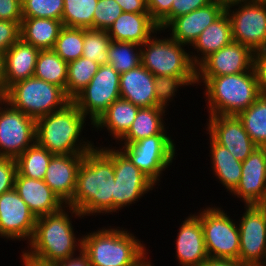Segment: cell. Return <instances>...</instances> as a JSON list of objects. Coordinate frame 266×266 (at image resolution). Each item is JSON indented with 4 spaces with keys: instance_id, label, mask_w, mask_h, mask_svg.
<instances>
[{
    "instance_id": "1",
    "label": "cell",
    "mask_w": 266,
    "mask_h": 266,
    "mask_svg": "<svg viewBox=\"0 0 266 266\" xmlns=\"http://www.w3.org/2000/svg\"><path fill=\"white\" fill-rule=\"evenodd\" d=\"M114 184L112 158L101 146L87 151L78 168L74 195L66 205L70 217L113 214Z\"/></svg>"
},
{
    "instance_id": "2",
    "label": "cell",
    "mask_w": 266,
    "mask_h": 266,
    "mask_svg": "<svg viewBox=\"0 0 266 266\" xmlns=\"http://www.w3.org/2000/svg\"><path fill=\"white\" fill-rule=\"evenodd\" d=\"M65 207L36 219L28 250L23 251L27 256L44 263L55 264L77 258L82 254V237L77 238L74 234L72 219ZM76 250H79L78 256Z\"/></svg>"
},
{
    "instance_id": "3",
    "label": "cell",
    "mask_w": 266,
    "mask_h": 266,
    "mask_svg": "<svg viewBox=\"0 0 266 266\" xmlns=\"http://www.w3.org/2000/svg\"><path fill=\"white\" fill-rule=\"evenodd\" d=\"M86 118L71 101L64 108L36 120V142L53 155L85 154L95 147L81 135Z\"/></svg>"
},
{
    "instance_id": "4",
    "label": "cell",
    "mask_w": 266,
    "mask_h": 266,
    "mask_svg": "<svg viewBox=\"0 0 266 266\" xmlns=\"http://www.w3.org/2000/svg\"><path fill=\"white\" fill-rule=\"evenodd\" d=\"M109 227L82 235V255L88 264L136 266L148 254L145 244L127 229Z\"/></svg>"
},
{
    "instance_id": "5",
    "label": "cell",
    "mask_w": 266,
    "mask_h": 266,
    "mask_svg": "<svg viewBox=\"0 0 266 266\" xmlns=\"http://www.w3.org/2000/svg\"><path fill=\"white\" fill-rule=\"evenodd\" d=\"M204 85L208 116H238L261 96L254 69L212 77Z\"/></svg>"
},
{
    "instance_id": "6",
    "label": "cell",
    "mask_w": 266,
    "mask_h": 266,
    "mask_svg": "<svg viewBox=\"0 0 266 266\" xmlns=\"http://www.w3.org/2000/svg\"><path fill=\"white\" fill-rule=\"evenodd\" d=\"M4 100L35 120L64 108L72 101L63 88L34 76L8 87Z\"/></svg>"
},
{
    "instance_id": "7",
    "label": "cell",
    "mask_w": 266,
    "mask_h": 266,
    "mask_svg": "<svg viewBox=\"0 0 266 266\" xmlns=\"http://www.w3.org/2000/svg\"><path fill=\"white\" fill-rule=\"evenodd\" d=\"M152 35L141 45V64L154 76L196 77V66L185 44Z\"/></svg>"
},
{
    "instance_id": "8",
    "label": "cell",
    "mask_w": 266,
    "mask_h": 266,
    "mask_svg": "<svg viewBox=\"0 0 266 266\" xmlns=\"http://www.w3.org/2000/svg\"><path fill=\"white\" fill-rule=\"evenodd\" d=\"M220 207L200 209L196 215L202 225L205 247L209 258L238 260L239 227Z\"/></svg>"
},
{
    "instance_id": "9",
    "label": "cell",
    "mask_w": 266,
    "mask_h": 266,
    "mask_svg": "<svg viewBox=\"0 0 266 266\" xmlns=\"http://www.w3.org/2000/svg\"><path fill=\"white\" fill-rule=\"evenodd\" d=\"M120 144L119 149L156 185L177 154L174 140L167 134H156L133 143Z\"/></svg>"
},
{
    "instance_id": "10",
    "label": "cell",
    "mask_w": 266,
    "mask_h": 266,
    "mask_svg": "<svg viewBox=\"0 0 266 266\" xmlns=\"http://www.w3.org/2000/svg\"><path fill=\"white\" fill-rule=\"evenodd\" d=\"M113 160L115 173L113 213L136 203L144 194L152 191L156 184L137 168L118 148L101 147ZM116 148V149H115ZM139 199V200H138Z\"/></svg>"
},
{
    "instance_id": "11",
    "label": "cell",
    "mask_w": 266,
    "mask_h": 266,
    "mask_svg": "<svg viewBox=\"0 0 266 266\" xmlns=\"http://www.w3.org/2000/svg\"><path fill=\"white\" fill-rule=\"evenodd\" d=\"M120 74L111 64L100 65L90 83L80 91L72 102L84 116H89L91 125L120 98Z\"/></svg>"
},
{
    "instance_id": "12",
    "label": "cell",
    "mask_w": 266,
    "mask_h": 266,
    "mask_svg": "<svg viewBox=\"0 0 266 266\" xmlns=\"http://www.w3.org/2000/svg\"><path fill=\"white\" fill-rule=\"evenodd\" d=\"M225 11L231 22L233 41L253 52L266 49V3L250 0L230 5Z\"/></svg>"
},
{
    "instance_id": "13",
    "label": "cell",
    "mask_w": 266,
    "mask_h": 266,
    "mask_svg": "<svg viewBox=\"0 0 266 266\" xmlns=\"http://www.w3.org/2000/svg\"><path fill=\"white\" fill-rule=\"evenodd\" d=\"M35 142L36 120L0 99V157L17 159Z\"/></svg>"
},
{
    "instance_id": "14",
    "label": "cell",
    "mask_w": 266,
    "mask_h": 266,
    "mask_svg": "<svg viewBox=\"0 0 266 266\" xmlns=\"http://www.w3.org/2000/svg\"><path fill=\"white\" fill-rule=\"evenodd\" d=\"M244 206L245 211L237 222L238 261L247 266H266V213L259 205Z\"/></svg>"
},
{
    "instance_id": "15",
    "label": "cell",
    "mask_w": 266,
    "mask_h": 266,
    "mask_svg": "<svg viewBox=\"0 0 266 266\" xmlns=\"http://www.w3.org/2000/svg\"><path fill=\"white\" fill-rule=\"evenodd\" d=\"M254 52L232 41L222 49L210 54L196 67V84L204 85L210 78L233 75L253 69Z\"/></svg>"
},
{
    "instance_id": "16",
    "label": "cell",
    "mask_w": 266,
    "mask_h": 266,
    "mask_svg": "<svg viewBox=\"0 0 266 266\" xmlns=\"http://www.w3.org/2000/svg\"><path fill=\"white\" fill-rule=\"evenodd\" d=\"M36 217L13 188L0 195V237L30 242Z\"/></svg>"
},
{
    "instance_id": "17",
    "label": "cell",
    "mask_w": 266,
    "mask_h": 266,
    "mask_svg": "<svg viewBox=\"0 0 266 266\" xmlns=\"http://www.w3.org/2000/svg\"><path fill=\"white\" fill-rule=\"evenodd\" d=\"M207 120V134L227 148L236 159L244 161L258 147L245 131L238 116L210 115Z\"/></svg>"
},
{
    "instance_id": "18",
    "label": "cell",
    "mask_w": 266,
    "mask_h": 266,
    "mask_svg": "<svg viewBox=\"0 0 266 266\" xmlns=\"http://www.w3.org/2000/svg\"><path fill=\"white\" fill-rule=\"evenodd\" d=\"M245 205H258L266 194V147L256 149L242 161V175L231 192Z\"/></svg>"
},
{
    "instance_id": "19",
    "label": "cell",
    "mask_w": 266,
    "mask_h": 266,
    "mask_svg": "<svg viewBox=\"0 0 266 266\" xmlns=\"http://www.w3.org/2000/svg\"><path fill=\"white\" fill-rule=\"evenodd\" d=\"M226 8L219 2L213 1L205 7L196 9L188 14L174 18L165 28L170 30V37L179 43L191 46L198 36L210 24L217 20Z\"/></svg>"
},
{
    "instance_id": "20",
    "label": "cell",
    "mask_w": 266,
    "mask_h": 266,
    "mask_svg": "<svg viewBox=\"0 0 266 266\" xmlns=\"http://www.w3.org/2000/svg\"><path fill=\"white\" fill-rule=\"evenodd\" d=\"M84 154L53 155L44 182L67 205L75 192L77 172Z\"/></svg>"
},
{
    "instance_id": "21",
    "label": "cell",
    "mask_w": 266,
    "mask_h": 266,
    "mask_svg": "<svg viewBox=\"0 0 266 266\" xmlns=\"http://www.w3.org/2000/svg\"><path fill=\"white\" fill-rule=\"evenodd\" d=\"M176 238L179 266H201L208 258L200 218L194 213L182 221Z\"/></svg>"
},
{
    "instance_id": "22",
    "label": "cell",
    "mask_w": 266,
    "mask_h": 266,
    "mask_svg": "<svg viewBox=\"0 0 266 266\" xmlns=\"http://www.w3.org/2000/svg\"><path fill=\"white\" fill-rule=\"evenodd\" d=\"M14 189L36 218L55 213L66 206L44 180L24 177L17 172Z\"/></svg>"
},
{
    "instance_id": "23",
    "label": "cell",
    "mask_w": 266,
    "mask_h": 266,
    "mask_svg": "<svg viewBox=\"0 0 266 266\" xmlns=\"http://www.w3.org/2000/svg\"><path fill=\"white\" fill-rule=\"evenodd\" d=\"M155 76L142 64L120 74V98L142 107L160 106L156 100Z\"/></svg>"
},
{
    "instance_id": "24",
    "label": "cell",
    "mask_w": 266,
    "mask_h": 266,
    "mask_svg": "<svg viewBox=\"0 0 266 266\" xmlns=\"http://www.w3.org/2000/svg\"><path fill=\"white\" fill-rule=\"evenodd\" d=\"M161 31L149 13L123 12L107 32L112 41L143 45L154 33Z\"/></svg>"
},
{
    "instance_id": "25",
    "label": "cell",
    "mask_w": 266,
    "mask_h": 266,
    "mask_svg": "<svg viewBox=\"0 0 266 266\" xmlns=\"http://www.w3.org/2000/svg\"><path fill=\"white\" fill-rule=\"evenodd\" d=\"M40 50L19 38L4 54L7 89L15 82L34 76Z\"/></svg>"
},
{
    "instance_id": "26",
    "label": "cell",
    "mask_w": 266,
    "mask_h": 266,
    "mask_svg": "<svg viewBox=\"0 0 266 266\" xmlns=\"http://www.w3.org/2000/svg\"><path fill=\"white\" fill-rule=\"evenodd\" d=\"M232 39L231 22L226 11L210 24L191 45L197 51L189 52L193 64L197 67L210 54L230 44ZM199 53V54H198ZM201 53V54H200ZM197 55V56H196Z\"/></svg>"
},
{
    "instance_id": "27",
    "label": "cell",
    "mask_w": 266,
    "mask_h": 266,
    "mask_svg": "<svg viewBox=\"0 0 266 266\" xmlns=\"http://www.w3.org/2000/svg\"><path fill=\"white\" fill-rule=\"evenodd\" d=\"M139 108L132 102L119 98L98 118L92 128H97V132L100 128L99 131L106 128L115 142H119L131 128Z\"/></svg>"
},
{
    "instance_id": "28",
    "label": "cell",
    "mask_w": 266,
    "mask_h": 266,
    "mask_svg": "<svg viewBox=\"0 0 266 266\" xmlns=\"http://www.w3.org/2000/svg\"><path fill=\"white\" fill-rule=\"evenodd\" d=\"M63 24L51 18H23L20 38L39 50L53 49Z\"/></svg>"
},
{
    "instance_id": "29",
    "label": "cell",
    "mask_w": 266,
    "mask_h": 266,
    "mask_svg": "<svg viewBox=\"0 0 266 266\" xmlns=\"http://www.w3.org/2000/svg\"><path fill=\"white\" fill-rule=\"evenodd\" d=\"M211 168L226 191L230 193L239 184L242 175V161L236 159L230 151L218 144L210 135Z\"/></svg>"
},
{
    "instance_id": "30",
    "label": "cell",
    "mask_w": 266,
    "mask_h": 266,
    "mask_svg": "<svg viewBox=\"0 0 266 266\" xmlns=\"http://www.w3.org/2000/svg\"><path fill=\"white\" fill-rule=\"evenodd\" d=\"M166 108L162 106L139 108L131 128L119 143H133L156 134H167L163 116Z\"/></svg>"
},
{
    "instance_id": "31",
    "label": "cell",
    "mask_w": 266,
    "mask_h": 266,
    "mask_svg": "<svg viewBox=\"0 0 266 266\" xmlns=\"http://www.w3.org/2000/svg\"><path fill=\"white\" fill-rule=\"evenodd\" d=\"M68 63L64 61L53 49L40 50L34 77L65 90L67 85Z\"/></svg>"
},
{
    "instance_id": "32",
    "label": "cell",
    "mask_w": 266,
    "mask_h": 266,
    "mask_svg": "<svg viewBox=\"0 0 266 266\" xmlns=\"http://www.w3.org/2000/svg\"><path fill=\"white\" fill-rule=\"evenodd\" d=\"M238 117L251 140L258 147H266V96L261 95Z\"/></svg>"
},
{
    "instance_id": "33",
    "label": "cell",
    "mask_w": 266,
    "mask_h": 266,
    "mask_svg": "<svg viewBox=\"0 0 266 266\" xmlns=\"http://www.w3.org/2000/svg\"><path fill=\"white\" fill-rule=\"evenodd\" d=\"M51 154L47 149L35 142L17 159V172L24 177L44 180Z\"/></svg>"
},
{
    "instance_id": "34",
    "label": "cell",
    "mask_w": 266,
    "mask_h": 266,
    "mask_svg": "<svg viewBox=\"0 0 266 266\" xmlns=\"http://www.w3.org/2000/svg\"><path fill=\"white\" fill-rule=\"evenodd\" d=\"M100 65L83 56L68 62L66 95L72 100L97 73Z\"/></svg>"
},
{
    "instance_id": "35",
    "label": "cell",
    "mask_w": 266,
    "mask_h": 266,
    "mask_svg": "<svg viewBox=\"0 0 266 266\" xmlns=\"http://www.w3.org/2000/svg\"><path fill=\"white\" fill-rule=\"evenodd\" d=\"M108 62L119 74L141 65V45L133 42L111 41Z\"/></svg>"
},
{
    "instance_id": "36",
    "label": "cell",
    "mask_w": 266,
    "mask_h": 266,
    "mask_svg": "<svg viewBox=\"0 0 266 266\" xmlns=\"http://www.w3.org/2000/svg\"><path fill=\"white\" fill-rule=\"evenodd\" d=\"M97 2L98 0H64L63 26L93 29Z\"/></svg>"
},
{
    "instance_id": "37",
    "label": "cell",
    "mask_w": 266,
    "mask_h": 266,
    "mask_svg": "<svg viewBox=\"0 0 266 266\" xmlns=\"http://www.w3.org/2000/svg\"><path fill=\"white\" fill-rule=\"evenodd\" d=\"M111 41L107 31L83 28L82 56L97 62L99 65L109 64L108 49Z\"/></svg>"
},
{
    "instance_id": "38",
    "label": "cell",
    "mask_w": 266,
    "mask_h": 266,
    "mask_svg": "<svg viewBox=\"0 0 266 266\" xmlns=\"http://www.w3.org/2000/svg\"><path fill=\"white\" fill-rule=\"evenodd\" d=\"M83 46V28L63 26L53 50L68 63L82 56Z\"/></svg>"
},
{
    "instance_id": "39",
    "label": "cell",
    "mask_w": 266,
    "mask_h": 266,
    "mask_svg": "<svg viewBox=\"0 0 266 266\" xmlns=\"http://www.w3.org/2000/svg\"><path fill=\"white\" fill-rule=\"evenodd\" d=\"M64 0H22V18H51L62 21Z\"/></svg>"
},
{
    "instance_id": "40",
    "label": "cell",
    "mask_w": 266,
    "mask_h": 266,
    "mask_svg": "<svg viewBox=\"0 0 266 266\" xmlns=\"http://www.w3.org/2000/svg\"><path fill=\"white\" fill-rule=\"evenodd\" d=\"M154 83L157 103L167 108L168 103L174 100L178 88L189 85L195 86L196 77L155 76Z\"/></svg>"
},
{
    "instance_id": "41",
    "label": "cell",
    "mask_w": 266,
    "mask_h": 266,
    "mask_svg": "<svg viewBox=\"0 0 266 266\" xmlns=\"http://www.w3.org/2000/svg\"><path fill=\"white\" fill-rule=\"evenodd\" d=\"M123 13L115 0H98L93 17V29L108 31Z\"/></svg>"
},
{
    "instance_id": "42",
    "label": "cell",
    "mask_w": 266,
    "mask_h": 266,
    "mask_svg": "<svg viewBox=\"0 0 266 266\" xmlns=\"http://www.w3.org/2000/svg\"><path fill=\"white\" fill-rule=\"evenodd\" d=\"M174 0H147L148 11L158 28H164L170 23V11Z\"/></svg>"
},
{
    "instance_id": "43",
    "label": "cell",
    "mask_w": 266,
    "mask_h": 266,
    "mask_svg": "<svg viewBox=\"0 0 266 266\" xmlns=\"http://www.w3.org/2000/svg\"><path fill=\"white\" fill-rule=\"evenodd\" d=\"M21 22L0 20V54L3 55L19 38Z\"/></svg>"
},
{
    "instance_id": "44",
    "label": "cell",
    "mask_w": 266,
    "mask_h": 266,
    "mask_svg": "<svg viewBox=\"0 0 266 266\" xmlns=\"http://www.w3.org/2000/svg\"><path fill=\"white\" fill-rule=\"evenodd\" d=\"M16 175V159L0 157V195L14 188Z\"/></svg>"
},
{
    "instance_id": "45",
    "label": "cell",
    "mask_w": 266,
    "mask_h": 266,
    "mask_svg": "<svg viewBox=\"0 0 266 266\" xmlns=\"http://www.w3.org/2000/svg\"><path fill=\"white\" fill-rule=\"evenodd\" d=\"M213 1L214 0H174L170 11V22L174 18L205 7Z\"/></svg>"
},
{
    "instance_id": "46",
    "label": "cell",
    "mask_w": 266,
    "mask_h": 266,
    "mask_svg": "<svg viewBox=\"0 0 266 266\" xmlns=\"http://www.w3.org/2000/svg\"><path fill=\"white\" fill-rule=\"evenodd\" d=\"M253 69L259 92L261 95L266 96V49L254 52Z\"/></svg>"
},
{
    "instance_id": "47",
    "label": "cell",
    "mask_w": 266,
    "mask_h": 266,
    "mask_svg": "<svg viewBox=\"0 0 266 266\" xmlns=\"http://www.w3.org/2000/svg\"><path fill=\"white\" fill-rule=\"evenodd\" d=\"M22 0H0V20L22 21Z\"/></svg>"
},
{
    "instance_id": "48",
    "label": "cell",
    "mask_w": 266,
    "mask_h": 266,
    "mask_svg": "<svg viewBox=\"0 0 266 266\" xmlns=\"http://www.w3.org/2000/svg\"><path fill=\"white\" fill-rule=\"evenodd\" d=\"M123 12L149 13L147 0H115Z\"/></svg>"
},
{
    "instance_id": "49",
    "label": "cell",
    "mask_w": 266,
    "mask_h": 266,
    "mask_svg": "<svg viewBox=\"0 0 266 266\" xmlns=\"http://www.w3.org/2000/svg\"><path fill=\"white\" fill-rule=\"evenodd\" d=\"M201 266H247L238 260L234 259H221V258H208Z\"/></svg>"
},
{
    "instance_id": "50",
    "label": "cell",
    "mask_w": 266,
    "mask_h": 266,
    "mask_svg": "<svg viewBox=\"0 0 266 266\" xmlns=\"http://www.w3.org/2000/svg\"><path fill=\"white\" fill-rule=\"evenodd\" d=\"M7 92V84L5 79L4 56L0 54V99H4Z\"/></svg>"
},
{
    "instance_id": "51",
    "label": "cell",
    "mask_w": 266,
    "mask_h": 266,
    "mask_svg": "<svg viewBox=\"0 0 266 266\" xmlns=\"http://www.w3.org/2000/svg\"><path fill=\"white\" fill-rule=\"evenodd\" d=\"M56 266H90L87 259L81 254L79 257L55 263Z\"/></svg>"
},
{
    "instance_id": "52",
    "label": "cell",
    "mask_w": 266,
    "mask_h": 266,
    "mask_svg": "<svg viewBox=\"0 0 266 266\" xmlns=\"http://www.w3.org/2000/svg\"><path fill=\"white\" fill-rule=\"evenodd\" d=\"M21 256H22L21 261H23V266H56V264L53 263H44L36 259H33L27 256L23 251Z\"/></svg>"
},
{
    "instance_id": "53",
    "label": "cell",
    "mask_w": 266,
    "mask_h": 266,
    "mask_svg": "<svg viewBox=\"0 0 266 266\" xmlns=\"http://www.w3.org/2000/svg\"><path fill=\"white\" fill-rule=\"evenodd\" d=\"M215 1L219 2L222 6L226 8L230 5L245 2V1H250V0H215Z\"/></svg>"
},
{
    "instance_id": "54",
    "label": "cell",
    "mask_w": 266,
    "mask_h": 266,
    "mask_svg": "<svg viewBox=\"0 0 266 266\" xmlns=\"http://www.w3.org/2000/svg\"><path fill=\"white\" fill-rule=\"evenodd\" d=\"M148 254L136 266H152L151 260H148Z\"/></svg>"
},
{
    "instance_id": "55",
    "label": "cell",
    "mask_w": 266,
    "mask_h": 266,
    "mask_svg": "<svg viewBox=\"0 0 266 266\" xmlns=\"http://www.w3.org/2000/svg\"><path fill=\"white\" fill-rule=\"evenodd\" d=\"M266 213V194L263 198V200L258 204Z\"/></svg>"
},
{
    "instance_id": "56",
    "label": "cell",
    "mask_w": 266,
    "mask_h": 266,
    "mask_svg": "<svg viewBox=\"0 0 266 266\" xmlns=\"http://www.w3.org/2000/svg\"><path fill=\"white\" fill-rule=\"evenodd\" d=\"M251 1L260 2V3H266V0H251Z\"/></svg>"
}]
</instances>
